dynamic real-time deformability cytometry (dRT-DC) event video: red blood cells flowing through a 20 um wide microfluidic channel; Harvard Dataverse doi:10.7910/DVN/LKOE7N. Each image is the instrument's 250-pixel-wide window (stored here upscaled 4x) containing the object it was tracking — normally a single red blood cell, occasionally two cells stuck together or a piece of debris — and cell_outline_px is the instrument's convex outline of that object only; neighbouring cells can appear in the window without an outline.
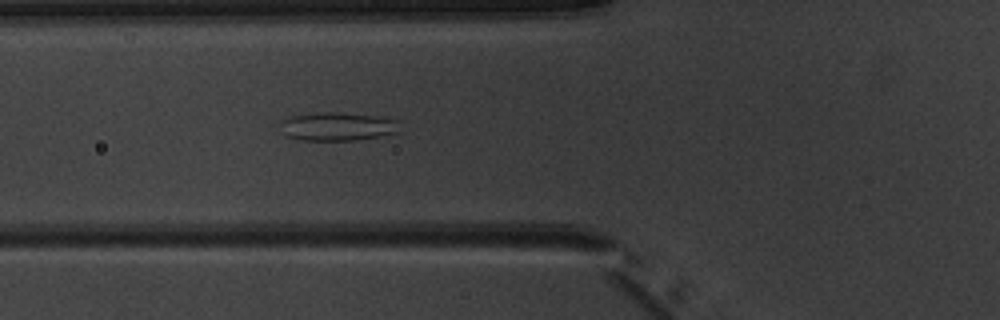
{"species": "common noctule bat (a hibernating species)", "species_latin": "Nyctalus noctula", "temperature_condition": "warm", "stored_images_in_passage": 6, "camera_frame_rate_fps": 3000, "um_per_image_px": 0.085, "animal": {"sex": "male", "body_mass_g": 20.1, "forearm_length_mm": 53.5}, "frame": {"image": 1, "passage_image": 6, "time_ms": 6.0, "image_size_px": [1000, 320], "cell_outline_px": [[400, 120], [396, 132], [376, 136], [352, 140], [304, 140], [284, 136], [280, 132], [280, 120], [292, 116], [324, 112], [332, 112], [376, 116]], "centroid_in_image_um": [28.6, 10.75], "position_along_channel_um": 97.2, "area_um2": 19.54}}